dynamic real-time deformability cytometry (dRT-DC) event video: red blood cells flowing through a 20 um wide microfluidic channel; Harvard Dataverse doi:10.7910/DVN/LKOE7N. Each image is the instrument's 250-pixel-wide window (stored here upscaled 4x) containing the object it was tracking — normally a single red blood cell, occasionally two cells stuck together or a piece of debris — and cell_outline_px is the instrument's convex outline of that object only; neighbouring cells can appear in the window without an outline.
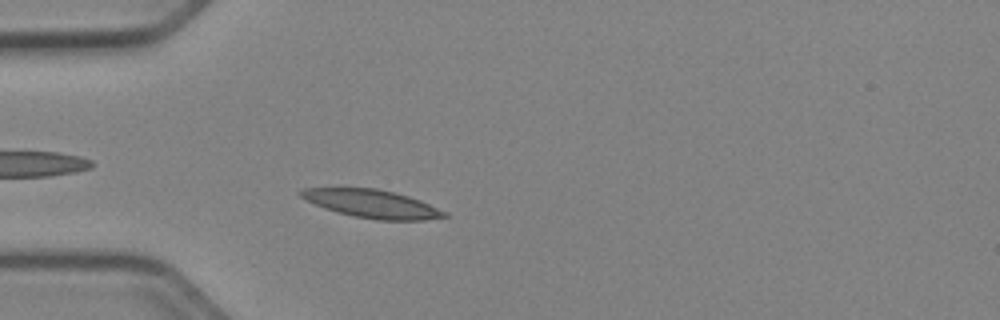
{"species": "Egyptian fruit bat (a non-hibernating species)", "species_latin": "Rousettus aegyptiacus", "temperature_condition": "cold", "stored_images_in_passage": 47, "camera_frame_rate_fps": 3000, "um_per_image_px": 0.085, "animal": {"sex": "female"}, "frame": {"image": 1, "passage_image": 10, "time_ms": 3.0, "image_size_px": [1000, 320], "cell_outline_px": [[448, 216], [424, 220], [376, 220], [352, 216], [336, 212], [324, 208], [300, 196], [296, 192], [304, 188], [376, 188], [408, 196], [420, 200], [448, 212]], "centroid_in_image_um": [31.62, 17.33], "position_along_channel_um": 53.4, "area_um2": 23.47}}
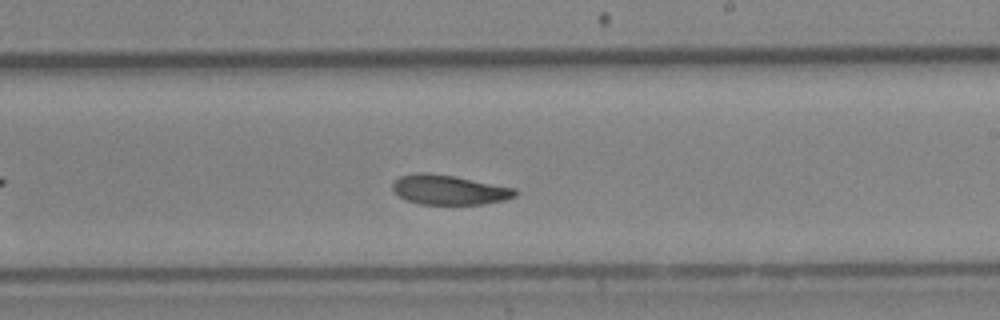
{"frame": {"image": 2, "passage_image": 26, "time_ms": 8.333, "image_size_px": [1000, 320], "cell_outline_px": [[516, 196], [504, 200], [484, 204], [420, 204], [408, 200], [400, 196], [392, 188], [392, 184], [400, 176], [416, 172], [428, 172], [452, 176], [516, 188]], "centroid_in_image_um": [38.17, 16.13], "position_along_channel_um": 250.8, "area_um2": 20.98}}
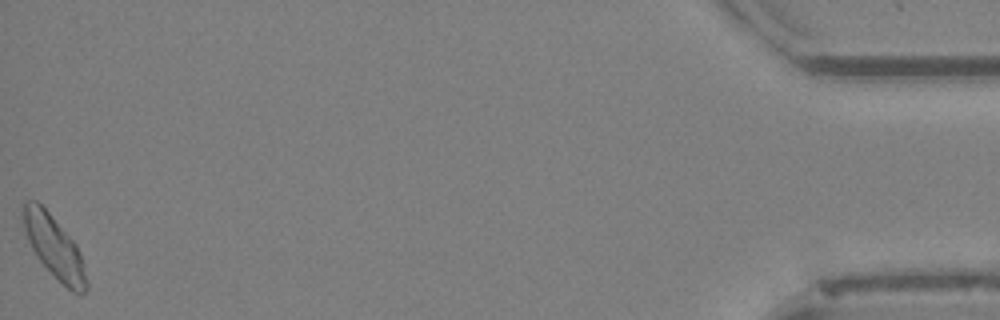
{"frame": {"image": 3, "passage_image": 47, "time_ms": 15.333, "image_size_px": [1000, 320], "cell_outline_px": [[88, 288], [80, 296], [72, 292], [36, 256], [28, 240], [24, 228], [20, 204], [24, 200], [36, 200], [52, 216], [76, 244], [80, 252], [88, 280]], "centroid_in_image_um": [4.6, 20.96], "position_along_channel_um": 430.6, "area_um2": 22.83}, "authors_computed_cell_mechanics": {"area_um2": 22.1952, "velocity_mm_per_s": 3.8988, "shape_relaxation_time_tau1_ms": 4.2461, "shape_relaxation_time_tau2_ms": 4.78, "deformation_change_tau1": 0.1079, "deformation_change_tau2": 0.0874}}